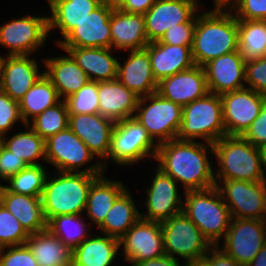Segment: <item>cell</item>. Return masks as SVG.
Segmentation results:
<instances>
[{
    "mask_svg": "<svg viewBox=\"0 0 266 266\" xmlns=\"http://www.w3.org/2000/svg\"><path fill=\"white\" fill-rule=\"evenodd\" d=\"M157 92L181 107L205 96L209 90L204 67L194 65L162 79L158 83Z\"/></svg>",
    "mask_w": 266,
    "mask_h": 266,
    "instance_id": "21",
    "label": "cell"
},
{
    "mask_svg": "<svg viewBox=\"0 0 266 266\" xmlns=\"http://www.w3.org/2000/svg\"><path fill=\"white\" fill-rule=\"evenodd\" d=\"M126 2L127 0H101L102 4L113 11L121 10L125 6Z\"/></svg>",
    "mask_w": 266,
    "mask_h": 266,
    "instance_id": "54",
    "label": "cell"
},
{
    "mask_svg": "<svg viewBox=\"0 0 266 266\" xmlns=\"http://www.w3.org/2000/svg\"><path fill=\"white\" fill-rule=\"evenodd\" d=\"M80 218V214L55 216L47 222V229L74 250L90 236L87 223Z\"/></svg>",
    "mask_w": 266,
    "mask_h": 266,
    "instance_id": "38",
    "label": "cell"
},
{
    "mask_svg": "<svg viewBox=\"0 0 266 266\" xmlns=\"http://www.w3.org/2000/svg\"><path fill=\"white\" fill-rule=\"evenodd\" d=\"M145 49L148 51L152 72L158 83L195 65L191 49L187 46L153 41Z\"/></svg>",
    "mask_w": 266,
    "mask_h": 266,
    "instance_id": "26",
    "label": "cell"
},
{
    "mask_svg": "<svg viewBox=\"0 0 266 266\" xmlns=\"http://www.w3.org/2000/svg\"><path fill=\"white\" fill-rule=\"evenodd\" d=\"M27 131L18 132L8 138L2 136L4 146L21 158L27 165L41 164L36 160L43 159L46 162L45 140L41 138L28 124Z\"/></svg>",
    "mask_w": 266,
    "mask_h": 266,
    "instance_id": "37",
    "label": "cell"
},
{
    "mask_svg": "<svg viewBox=\"0 0 266 266\" xmlns=\"http://www.w3.org/2000/svg\"><path fill=\"white\" fill-rule=\"evenodd\" d=\"M115 121L95 114H69L68 127L97 157L108 159Z\"/></svg>",
    "mask_w": 266,
    "mask_h": 266,
    "instance_id": "20",
    "label": "cell"
},
{
    "mask_svg": "<svg viewBox=\"0 0 266 266\" xmlns=\"http://www.w3.org/2000/svg\"><path fill=\"white\" fill-rule=\"evenodd\" d=\"M177 182L157 167V171L147 188V214L141 218L162 222L183 211V200L178 195Z\"/></svg>",
    "mask_w": 266,
    "mask_h": 266,
    "instance_id": "18",
    "label": "cell"
},
{
    "mask_svg": "<svg viewBox=\"0 0 266 266\" xmlns=\"http://www.w3.org/2000/svg\"><path fill=\"white\" fill-rule=\"evenodd\" d=\"M214 156L219 168L215 179L265 181L261 148L252 145L242 136H223L213 143Z\"/></svg>",
    "mask_w": 266,
    "mask_h": 266,
    "instance_id": "4",
    "label": "cell"
},
{
    "mask_svg": "<svg viewBox=\"0 0 266 266\" xmlns=\"http://www.w3.org/2000/svg\"><path fill=\"white\" fill-rule=\"evenodd\" d=\"M157 0H127L121 11L126 13L145 14Z\"/></svg>",
    "mask_w": 266,
    "mask_h": 266,
    "instance_id": "51",
    "label": "cell"
},
{
    "mask_svg": "<svg viewBox=\"0 0 266 266\" xmlns=\"http://www.w3.org/2000/svg\"><path fill=\"white\" fill-rule=\"evenodd\" d=\"M45 147L46 162L54 165L57 171L103 175L107 168L105 160H101L78 171L96 157L69 127L45 140Z\"/></svg>",
    "mask_w": 266,
    "mask_h": 266,
    "instance_id": "7",
    "label": "cell"
},
{
    "mask_svg": "<svg viewBox=\"0 0 266 266\" xmlns=\"http://www.w3.org/2000/svg\"><path fill=\"white\" fill-rule=\"evenodd\" d=\"M208 90L222 95L245 88V60L239 50L210 60L204 66Z\"/></svg>",
    "mask_w": 266,
    "mask_h": 266,
    "instance_id": "22",
    "label": "cell"
},
{
    "mask_svg": "<svg viewBox=\"0 0 266 266\" xmlns=\"http://www.w3.org/2000/svg\"><path fill=\"white\" fill-rule=\"evenodd\" d=\"M88 75L90 81L117 79L118 59L111 55L112 48L61 47Z\"/></svg>",
    "mask_w": 266,
    "mask_h": 266,
    "instance_id": "28",
    "label": "cell"
},
{
    "mask_svg": "<svg viewBox=\"0 0 266 266\" xmlns=\"http://www.w3.org/2000/svg\"><path fill=\"white\" fill-rule=\"evenodd\" d=\"M230 0H214V4L226 5Z\"/></svg>",
    "mask_w": 266,
    "mask_h": 266,
    "instance_id": "57",
    "label": "cell"
},
{
    "mask_svg": "<svg viewBox=\"0 0 266 266\" xmlns=\"http://www.w3.org/2000/svg\"><path fill=\"white\" fill-rule=\"evenodd\" d=\"M261 152H262L263 176L266 179V176H265L266 175V173H265V170H266V144L263 147H261Z\"/></svg>",
    "mask_w": 266,
    "mask_h": 266,
    "instance_id": "56",
    "label": "cell"
},
{
    "mask_svg": "<svg viewBox=\"0 0 266 266\" xmlns=\"http://www.w3.org/2000/svg\"><path fill=\"white\" fill-rule=\"evenodd\" d=\"M112 11L101 3L64 40H58L56 44L59 47L111 48Z\"/></svg>",
    "mask_w": 266,
    "mask_h": 266,
    "instance_id": "17",
    "label": "cell"
},
{
    "mask_svg": "<svg viewBox=\"0 0 266 266\" xmlns=\"http://www.w3.org/2000/svg\"><path fill=\"white\" fill-rule=\"evenodd\" d=\"M160 223L166 255L199 260L213 247L183 211Z\"/></svg>",
    "mask_w": 266,
    "mask_h": 266,
    "instance_id": "10",
    "label": "cell"
},
{
    "mask_svg": "<svg viewBox=\"0 0 266 266\" xmlns=\"http://www.w3.org/2000/svg\"><path fill=\"white\" fill-rule=\"evenodd\" d=\"M60 101L56 88L43 74L18 102L24 126L30 124L32 119Z\"/></svg>",
    "mask_w": 266,
    "mask_h": 266,
    "instance_id": "35",
    "label": "cell"
},
{
    "mask_svg": "<svg viewBox=\"0 0 266 266\" xmlns=\"http://www.w3.org/2000/svg\"><path fill=\"white\" fill-rule=\"evenodd\" d=\"M228 136H242L261 112L266 96L247 88L220 95Z\"/></svg>",
    "mask_w": 266,
    "mask_h": 266,
    "instance_id": "14",
    "label": "cell"
},
{
    "mask_svg": "<svg viewBox=\"0 0 266 266\" xmlns=\"http://www.w3.org/2000/svg\"><path fill=\"white\" fill-rule=\"evenodd\" d=\"M182 111L183 107L155 92L139 98L134 118L159 145L177 139Z\"/></svg>",
    "mask_w": 266,
    "mask_h": 266,
    "instance_id": "8",
    "label": "cell"
},
{
    "mask_svg": "<svg viewBox=\"0 0 266 266\" xmlns=\"http://www.w3.org/2000/svg\"><path fill=\"white\" fill-rule=\"evenodd\" d=\"M139 97L117 79L98 82L99 114L113 121L134 117Z\"/></svg>",
    "mask_w": 266,
    "mask_h": 266,
    "instance_id": "24",
    "label": "cell"
},
{
    "mask_svg": "<svg viewBox=\"0 0 266 266\" xmlns=\"http://www.w3.org/2000/svg\"><path fill=\"white\" fill-rule=\"evenodd\" d=\"M46 69L44 74L50 79L61 100L76 93L90 79L84 70L69 56L42 60ZM62 97V98H61Z\"/></svg>",
    "mask_w": 266,
    "mask_h": 266,
    "instance_id": "29",
    "label": "cell"
},
{
    "mask_svg": "<svg viewBox=\"0 0 266 266\" xmlns=\"http://www.w3.org/2000/svg\"><path fill=\"white\" fill-rule=\"evenodd\" d=\"M195 26L196 14L187 23L177 24L176 27L169 28L158 42L187 46L191 49Z\"/></svg>",
    "mask_w": 266,
    "mask_h": 266,
    "instance_id": "45",
    "label": "cell"
},
{
    "mask_svg": "<svg viewBox=\"0 0 266 266\" xmlns=\"http://www.w3.org/2000/svg\"><path fill=\"white\" fill-rule=\"evenodd\" d=\"M120 247L114 237L90 235L73 250V266H111Z\"/></svg>",
    "mask_w": 266,
    "mask_h": 266,
    "instance_id": "32",
    "label": "cell"
},
{
    "mask_svg": "<svg viewBox=\"0 0 266 266\" xmlns=\"http://www.w3.org/2000/svg\"><path fill=\"white\" fill-rule=\"evenodd\" d=\"M126 189L120 181L108 180L103 175L98 176L92 182L88 193L85 209L88 218L94 221L96 226L99 227L116 199Z\"/></svg>",
    "mask_w": 266,
    "mask_h": 266,
    "instance_id": "33",
    "label": "cell"
},
{
    "mask_svg": "<svg viewBox=\"0 0 266 266\" xmlns=\"http://www.w3.org/2000/svg\"><path fill=\"white\" fill-rule=\"evenodd\" d=\"M37 61L27 56H0V89L13 100H19L44 74Z\"/></svg>",
    "mask_w": 266,
    "mask_h": 266,
    "instance_id": "19",
    "label": "cell"
},
{
    "mask_svg": "<svg viewBox=\"0 0 266 266\" xmlns=\"http://www.w3.org/2000/svg\"><path fill=\"white\" fill-rule=\"evenodd\" d=\"M183 264L184 266H210L204 258L199 260L185 261Z\"/></svg>",
    "mask_w": 266,
    "mask_h": 266,
    "instance_id": "55",
    "label": "cell"
},
{
    "mask_svg": "<svg viewBox=\"0 0 266 266\" xmlns=\"http://www.w3.org/2000/svg\"><path fill=\"white\" fill-rule=\"evenodd\" d=\"M247 266H266V243Z\"/></svg>",
    "mask_w": 266,
    "mask_h": 266,
    "instance_id": "53",
    "label": "cell"
},
{
    "mask_svg": "<svg viewBox=\"0 0 266 266\" xmlns=\"http://www.w3.org/2000/svg\"><path fill=\"white\" fill-rule=\"evenodd\" d=\"M27 164L21 159L14 155L13 152L8 150L4 145L0 156V179L7 181L11 176L16 175Z\"/></svg>",
    "mask_w": 266,
    "mask_h": 266,
    "instance_id": "49",
    "label": "cell"
},
{
    "mask_svg": "<svg viewBox=\"0 0 266 266\" xmlns=\"http://www.w3.org/2000/svg\"><path fill=\"white\" fill-rule=\"evenodd\" d=\"M220 247L241 266H247L266 243V220L232 218Z\"/></svg>",
    "mask_w": 266,
    "mask_h": 266,
    "instance_id": "13",
    "label": "cell"
},
{
    "mask_svg": "<svg viewBox=\"0 0 266 266\" xmlns=\"http://www.w3.org/2000/svg\"><path fill=\"white\" fill-rule=\"evenodd\" d=\"M48 33V16L26 15L0 26V45L10 49L8 56H30L46 42Z\"/></svg>",
    "mask_w": 266,
    "mask_h": 266,
    "instance_id": "12",
    "label": "cell"
},
{
    "mask_svg": "<svg viewBox=\"0 0 266 266\" xmlns=\"http://www.w3.org/2000/svg\"><path fill=\"white\" fill-rule=\"evenodd\" d=\"M25 244L38 266H73V250L48 229L30 234Z\"/></svg>",
    "mask_w": 266,
    "mask_h": 266,
    "instance_id": "31",
    "label": "cell"
},
{
    "mask_svg": "<svg viewBox=\"0 0 266 266\" xmlns=\"http://www.w3.org/2000/svg\"><path fill=\"white\" fill-rule=\"evenodd\" d=\"M242 137L258 148L266 144V98L263 101L260 114Z\"/></svg>",
    "mask_w": 266,
    "mask_h": 266,
    "instance_id": "48",
    "label": "cell"
},
{
    "mask_svg": "<svg viewBox=\"0 0 266 266\" xmlns=\"http://www.w3.org/2000/svg\"><path fill=\"white\" fill-rule=\"evenodd\" d=\"M18 120L23 123L18 101L0 89V137L8 134Z\"/></svg>",
    "mask_w": 266,
    "mask_h": 266,
    "instance_id": "44",
    "label": "cell"
},
{
    "mask_svg": "<svg viewBox=\"0 0 266 266\" xmlns=\"http://www.w3.org/2000/svg\"><path fill=\"white\" fill-rule=\"evenodd\" d=\"M245 83L247 88L266 96V56L245 62Z\"/></svg>",
    "mask_w": 266,
    "mask_h": 266,
    "instance_id": "47",
    "label": "cell"
},
{
    "mask_svg": "<svg viewBox=\"0 0 266 266\" xmlns=\"http://www.w3.org/2000/svg\"><path fill=\"white\" fill-rule=\"evenodd\" d=\"M179 263L178 258L175 259L169 255H164L150 260L135 262L131 266H183V264L181 265Z\"/></svg>",
    "mask_w": 266,
    "mask_h": 266,
    "instance_id": "52",
    "label": "cell"
},
{
    "mask_svg": "<svg viewBox=\"0 0 266 266\" xmlns=\"http://www.w3.org/2000/svg\"><path fill=\"white\" fill-rule=\"evenodd\" d=\"M158 143L148 134L136 118L115 123L108 157L119 165H132L157 154Z\"/></svg>",
    "mask_w": 266,
    "mask_h": 266,
    "instance_id": "9",
    "label": "cell"
},
{
    "mask_svg": "<svg viewBox=\"0 0 266 266\" xmlns=\"http://www.w3.org/2000/svg\"><path fill=\"white\" fill-rule=\"evenodd\" d=\"M0 203L18 219L29 235L47 229L40 197L16 194L10 192L4 185H0Z\"/></svg>",
    "mask_w": 266,
    "mask_h": 266,
    "instance_id": "27",
    "label": "cell"
},
{
    "mask_svg": "<svg viewBox=\"0 0 266 266\" xmlns=\"http://www.w3.org/2000/svg\"><path fill=\"white\" fill-rule=\"evenodd\" d=\"M28 238L18 219L0 203V248L24 245Z\"/></svg>",
    "mask_w": 266,
    "mask_h": 266,
    "instance_id": "42",
    "label": "cell"
},
{
    "mask_svg": "<svg viewBox=\"0 0 266 266\" xmlns=\"http://www.w3.org/2000/svg\"><path fill=\"white\" fill-rule=\"evenodd\" d=\"M64 101L69 114L99 113L98 82L89 81Z\"/></svg>",
    "mask_w": 266,
    "mask_h": 266,
    "instance_id": "41",
    "label": "cell"
},
{
    "mask_svg": "<svg viewBox=\"0 0 266 266\" xmlns=\"http://www.w3.org/2000/svg\"><path fill=\"white\" fill-rule=\"evenodd\" d=\"M8 249L5 252L4 250ZM0 266H38L29 247L24 245L0 248Z\"/></svg>",
    "mask_w": 266,
    "mask_h": 266,
    "instance_id": "46",
    "label": "cell"
},
{
    "mask_svg": "<svg viewBox=\"0 0 266 266\" xmlns=\"http://www.w3.org/2000/svg\"><path fill=\"white\" fill-rule=\"evenodd\" d=\"M117 80L133 91L139 98L157 92L156 81L149 59L144 49L130 50L125 64H117Z\"/></svg>",
    "mask_w": 266,
    "mask_h": 266,
    "instance_id": "23",
    "label": "cell"
},
{
    "mask_svg": "<svg viewBox=\"0 0 266 266\" xmlns=\"http://www.w3.org/2000/svg\"><path fill=\"white\" fill-rule=\"evenodd\" d=\"M48 171L45 170L44 165H27L24 169L16 175L11 176L5 186L10 192L16 194L29 195L32 197H42L45 187V181Z\"/></svg>",
    "mask_w": 266,
    "mask_h": 266,
    "instance_id": "39",
    "label": "cell"
},
{
    "mask_svg": "<svg viewBox=\"0 0 266 266\" xmlns=\"http://www.w3.org/2000/svg\"><path fill=\"white\" fill-rule=\"evenodd\" d=\"M128 188L116 199L106 215L103 223L98 227L104 235L120 239L140 218Z\"/></svg>",
    "mask_w": 266,
    "mask_h": 266,
    "instance_id": "34",
    "label": "cell"
},
{
    "mask_svg": "<svg viewBox=\"0 0 266 266\" xmlns=\"http://www.w3.org/2000/svg\"><path fill=\"white\" fill-rule=\"evenodd\" d=\"M3 140H2V137H0V156H1V151H2V148H3Z\"/></svg>",
    "mask_w": 266,
    "mask_h": 266,
    "instance_id": "58",
    "label": "cell"
},
{
    "mask_svg": "<svg viewBox=\"0 0 266 266\" xmlns=\"http://www.w3.org/2000/svg\"><path fill=\"white\" fill-rule=\"evenodd\" d=\"M69 113L64 100L55 106L47 108L41 114L32 119L28 124L41 138L47 140L49 137L61 132L68 127Z\"/></svg>",
    "mask_w": 266,
    "mask_h": 266,
    "instance_id": "40",
    "label": "cell"
},
{
    "mask_svg": "<svg viewBox=\"0 0 266 266\" xmlns=\"http://www.w3.org/2000/svg\"><path fill=\"white\" fill-rule=\"evenodd\" d=\"M207 152L214 155L213 144L173 139L158 145L155 159L159 169L183 184L184 192L204 190L219 183Z\"/></svg>",
    "mask_w": 266,
    "mask_h": 266,
    "instance_id": "1",
    "label": "cell"
},
{
    "mask_svg": "<svg viewBox=\"0 0 266 266\" xmlns=\"http://www.w3.org/2000/svg\"><path fill=\"white\" fill-rule=\"evenodd\" d=\"M124 257L132 265L166 255L161 223L140 218L120 239Z\"/></svg>",
    "mask_w": 266,
    "mask_h": 266,
    "instance_id": "15",
    "label": "cell"
},
{
    "mask_svg": "<svg viewBox=\"0 0 266 266\" xmlns=\"http://www.w3.org/2000/svg\"><path fill=\"white\" fill-rule=\"evenodd\" d=\"M184 193V214L199 228L212 246H219V238H225L232 216L218 188L214 186Z\"/></svg>",
    "mask_w": 266,
    "mask_h": 266,
    "instance_id": "5",
    "label": "cell"
},
{
    "mask_svg": "<svg viewBox=\"0 0 266 266\" xmlns=\"http://www.w3.org/2000/svg\"><path fill=\"white\" fill-rule=\"evenodd\" d=\"M47 176L42 193V204L47 222L55 216L81 215L85 212L92 182L101 175L83 172L58 171Z\"/></svg>",
    "mask_w": 266,
    "mask_h": 266,
    "instance_id": "3",
    "label": "cell"
},
{
    "mask_svg": "<svg viewBox=\"0 0 266 266\" xmlns=\"http://www.w3.org/2000/svg\"><path fill=\"white\" fill-rule=\"evenodd\" d=\"M51 8V16H48L49 34L52 29L58 27L63 39L94 9L101 0H47Z\"/></svg>",
    "mask_w": 266,
    "mask_h": 266,
    "instance_id": "30",
    "label": "cell"
},
{
    "mask_svg": "<svg viewBox=\"0 0 266 266\" xmlns=\"http://www.w3.org/2000/svg\"><path fill=\"white\" fill-rule=\"evenodd\" d=\"M226 6L214 4L213 10L196 13V26L191 48L195 65L204 66L210 60L238 51V20ZM199 15V16H197Z\"/></svg>",
    "mask_w": 266,
    "mask_h": 266,
    "instance_id": "2",
    "label": "cell"
},
{
    "mask_svg": "<svg viewBox=\"0 0 266 266\" xmlns=\"http://www.w3.org/2000/svg\"><path fill=\"white\" fill-rule=\"evenodd\" d=\"M216 184L232 218L266 220V180H220Z\"/></svg>",
    "mask_w": 266,
    "mask_h": 266,
    "instance_id": "11",
    "label": "cell"
},
{
    "mask_svg": "<svg viewBox=\"0 0 266 266\" xmlns=\"http://www.w3.org/2000/svg\"><path fill=\"white\" fill-rule=\"evenodd\" d=\"M238 50L245 62L266 56V21L238 20Z\"/></svg>",
    "mask_w": 266,
    "mask_h": 266,
    "instance_id": "36",
    "label": "cell"
},
{
    "mask_svg": "<svg viewBox=\"0 0 266 266\" xmlns=\"http://www.w3.org/2000/svg\"><path fill=\"white\" fill-rule=\"evenodd\" d=\"M204 259L210 266H241L231 256L227 255L220 246H213Z\"/></svg>",
    "mask_w": 266,
    "mask_h": 266,
    "instance_id": "50",
    "label": "cell"
},
{
    "mask_svg": "<svg viewBox=\"0 0 266 266\" xmlns=\"http://www.w3.org/2000/svg\"><path fill=\"white\" fill-rule=\"evenodd\" d=\"M198 8L197 0H157L144 14L148 41H158L169 28L187 23Z\"/></svg>",
    "mask_w": 266,
    "mask_h": 266,
    "instance_id": "16",
    "label": "cell"
},
{
    "mask_svg": "<svg viewBox=\"0 0 266 266\" xmlns=\"http://www.w3.org/2000/svg\"><path fill=\"white\" fill-rule=\"evenodd\" d=\"M225 6L237 20L266 21V0H230Z\"/></svg>",
    "mask_w": 266,
    "mask_h": 266,
    "instance_id": "43",
    "label": "cell"
},
{
    "mask_svg": "<svg viewBox=\"0 0 266 266\" xmlns=\"http://www.w3.org/2000/svg\"><path fill=\"white\" fill-rule=\"evenodd\" d=\"M223 136H226V129L220 95L208 92L183 107L177 139L194 141L202 138L213 144Z\"/></svg>",
    "mask_w": 266,
    "mask_h": 266,
    "instance_id": "6",
    "label": "cell"
},
{
    "mask_svg": "<svg viewBox=\"0 0 266 266\" xmlns=\"http://www.w3.org/2000/svg\"><path fill=\"white\" fill-rule=\"evenodd\" d=\"M111 48L123 50L144 49L147 38L144 14L114 10L110 16Z\"/></svg>",
    "mask_w": 266,
    "mask_h": 266,
    "instance_id": "25",
    "label": "cell"
}]
</instances>
